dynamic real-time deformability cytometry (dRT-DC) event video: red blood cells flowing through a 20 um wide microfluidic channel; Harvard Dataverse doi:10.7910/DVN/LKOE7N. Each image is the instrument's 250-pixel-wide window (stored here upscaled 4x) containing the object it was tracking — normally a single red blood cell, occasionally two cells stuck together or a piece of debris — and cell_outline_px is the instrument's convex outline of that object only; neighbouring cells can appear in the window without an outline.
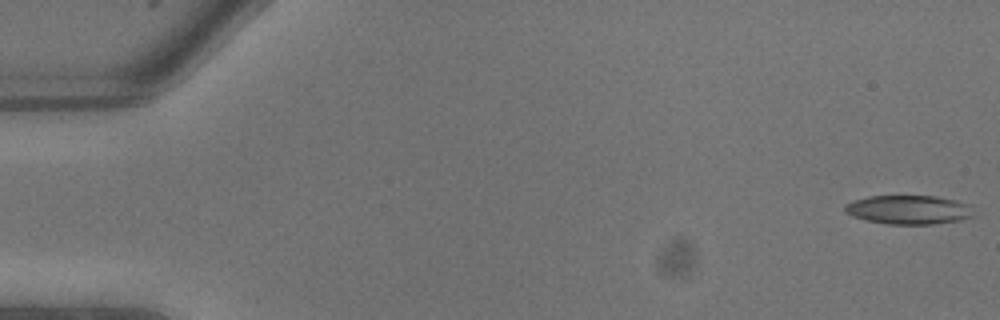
{"species": "common noctule bat (a hibernating species)", "species_latin": "Nyctalus noctula", "temperature_condition": "warm", "stored_images_in_passage": 10, "camera_frame_rate_fps": 3000, "um_per_image_px": 0.085, "animal": {"sex": "male", "body_mass_g": 13.3}, "frame": {"image": 1, "passage_image": 1, "time_ms": 0.0, "image_size_px": [1000, 320], "cell_outline_px": [[976, 216], [960, 220], [932, 224], [888, 224], [868, 220], [852, 216], [844, 212], [844, 204], [852, 200], [868, 196], [936, 196], [956, 200], [972, 204]], "centroid_in_image_um": [77.28, 17.82], "position_along_channel_um": 7.7, "area_um2": 22.08}}
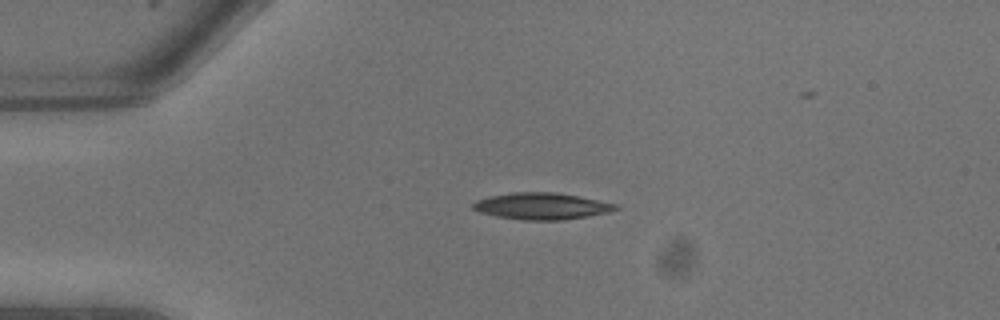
{"frame": {"image": 2, "passage_image": 6, "time_ms": 1.667, "image_size_px": [1000, 320], "cell_outline_px": [[620, 208], [608, 212], [588, 216], [564, 220], [520, 220], [496, 216], [480, 212], [472, 208], [472, 204], [476, 200], [488, 196], [512, 192], [556, 192], [620, 204]], "centroid_in_image_um": [46.05, 17.52], "position_along_channel_um": 39.0, "area_um2": 22.31}}